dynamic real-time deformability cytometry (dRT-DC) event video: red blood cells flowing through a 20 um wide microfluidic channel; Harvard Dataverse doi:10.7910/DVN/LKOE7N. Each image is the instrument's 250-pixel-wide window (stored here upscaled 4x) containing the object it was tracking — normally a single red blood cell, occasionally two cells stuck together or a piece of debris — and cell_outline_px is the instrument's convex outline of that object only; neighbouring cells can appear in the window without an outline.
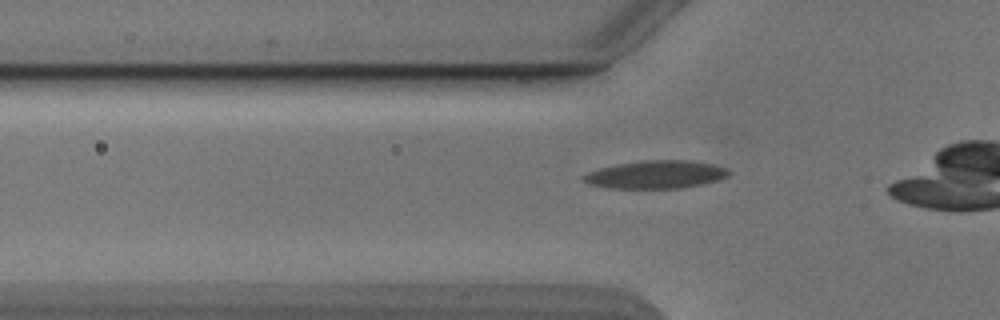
{"species": "Egyptian fruit bat (a non-hibernating species)", "species_latin": "Rousettus aegyptiacus", "temperature_condition": "cold", "stored_images_in_passage": 28, "camera_frame_rate_fps": 3000, "um_per_image_px": 0.085, "animal": {"sex": "male"}, "frame": {"image": 1, "passage_image": 2, "time_ms": 0.333, "image_size_px": [1000, 320], "cell_outline_px": [[732, 172], [728, 176], [720, 180], [704, 184], [680, 188], [608, 188], [588, 184], [580, 176], [588, 172], [600, 168], [620, 164], [644, 160], [688, 160], [712, 164], [728, 168]], "centroid_in_image_um": [55.79, 14.84], "position_along_channel_um": 70.0, "area_um2": 23.76}}
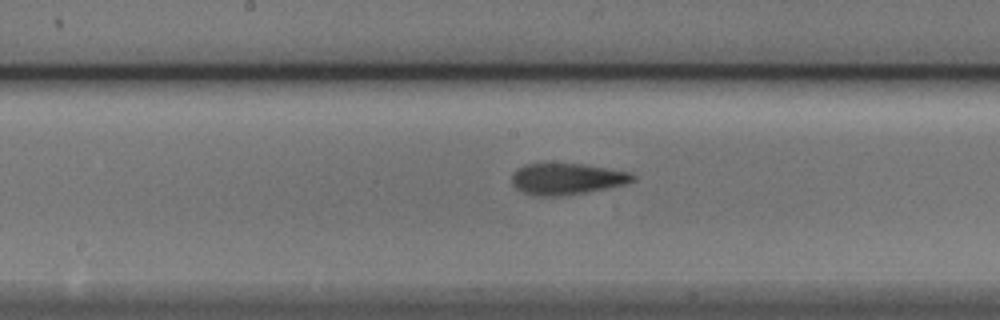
{"frame": {"image": 2, "passage_image": 12, "time_ms": 3.667, "image_size_px": [1000, 320], "cell_outline_px": [[636, 180], [624, 184], [608, 188], [588, 192], [564, 196], [532, 196], [516, 188], [512, 184], [512, 172], [516, 168], [528, 164], [584, 164], [632, 172], [636, 176]], "centroid_in_image_um": [48.2, 15.21], "position_along_channel_um": 200.0, "area_um2": 22.31}}
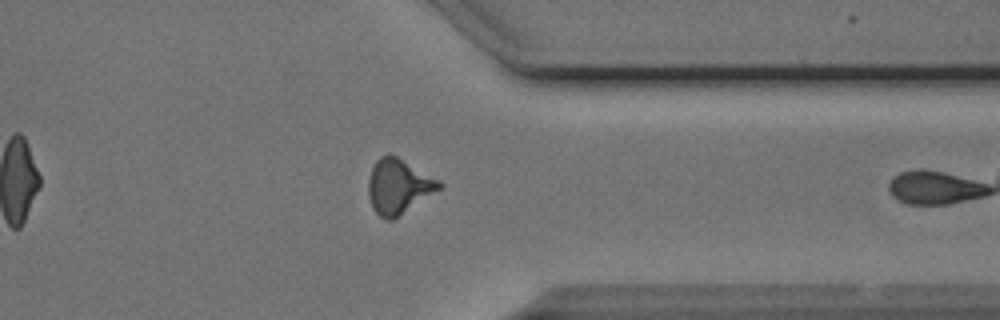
{"frame": {"image": 3, "passage_image": 26, "time_ms": 8.333, "image_size_px": [1000, 320], "cell_outline_px": [[444, 188], [392, 220], [384, 220], [372, 208], [368, 196], [368, 176], [376, 160], [380, 156], [388, 152], [396, 156], [440, 180], [444, 184]], "centroid_in_image_um": [33.89, 15.84], "position_along_channel_um": 377.5, "area_um2": 23.0}}